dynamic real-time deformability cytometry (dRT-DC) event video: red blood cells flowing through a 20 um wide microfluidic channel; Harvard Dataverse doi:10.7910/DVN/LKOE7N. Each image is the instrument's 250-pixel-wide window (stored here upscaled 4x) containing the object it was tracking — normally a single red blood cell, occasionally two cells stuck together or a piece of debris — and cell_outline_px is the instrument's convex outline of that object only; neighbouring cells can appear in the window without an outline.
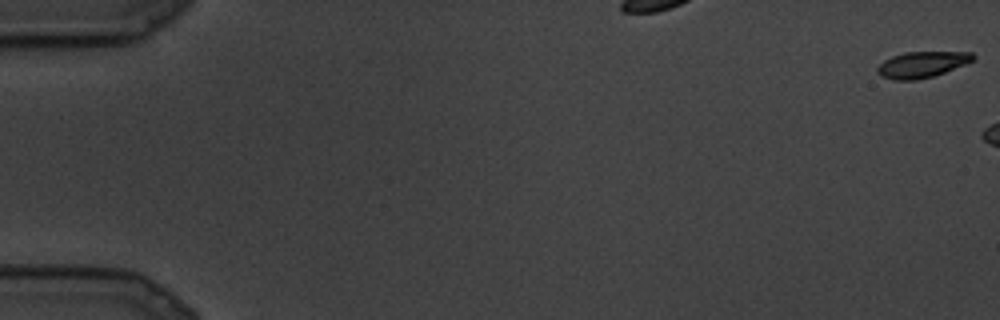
{"species": "common noctule bat (a hibernating species)", "species_latin": "Nyctalus noctula", "temperature_condition": "cold", "stored_images_in_passage": 5, "camera_frame_rate_fps": 3000, "um_per_image_px": 0.085, "animal": {"sex": "male", "body_mass_g": 19.5, "forearm_length_mm": 54.6}, "frame": {"image": 1, "passage_image": 1, "time_ms": 0.0, "image_size_px": [1000, 320], "cell_outline_px": [[976, 56], [972, 60], [964, 64], [944, 72], [932, 76], [916, 80], [892, 80], [880, 76], [876, 72], [876, 68], [884, 60], [892, 56], [904, 52], [972, 52]], "centroid_in_image_um": [78.31, 5.49], "position_along_channel_um": 6.7, "area_um2": 14.45}}